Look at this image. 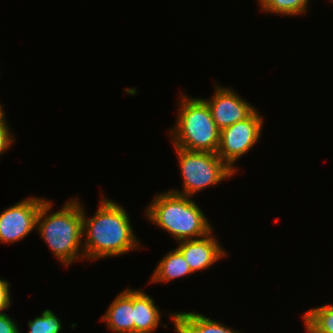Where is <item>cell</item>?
I'll return each mask as SVG.
<instances>
[{"label":"cell","mask_w":333,"mask_h":333,"mask_svg":"<svg viewBox=\"0 0 333 333\" xmlns=\"http://www.w3.org/2000/svg\"><path fill=\"white\" fill-rule=\"evenodd\" d=\"M130 224L126 210L115 201L101 198L96 214L86 217L83 208V244L86 259L123 255L138 249L139 241Z\"/></svg>","instance_id":"cell-1"},{"label":"cell","mask_w":333,"mask_h":333,"mask_svg":"<svg viewBox=\"0 0 333 333\" xmlns=\"http://www.w3.org/2000/svg\"><path fill=\"white\" fill-rule=\"evenodd\" d=\"M52 204L49 200L43 201L36 227L55 257L63 265L69 266L77 258H85L84 250L82 247L80 249L83 240V205L76 198L71 199L58 212L47 216Z\"/></svg>","instance_id":"cell-2"},{"label":"cell","mask_w":333,"mask_h":333,"mask_svg":"<svg viewBox=\"0 0 333 333\" xmlns=\"http://www.w3.org/2000/svg\"><path fill=\"white\" fill-rule=\"evenodd\" d=\"M147 208L146 217L179 242L201 238L212 231L205 214L188 196L163 192Z\"/></svg>","instance_id":"cell-3"},{"label":"cell","mask_w":333,"mask_h":333,"mask_svg":"<svg viewBox=\"0 0 333 333\" xmlns=\"http://www.w3.org/2000/svg\"><path fill=\"white\" fill-rule=\"evenodd\" d=\"M179 116L171 128L174 147L188 151L217 153L220 130L212 118L208 104L201 98L183 95Z\"/></svg>","instance_id":"cell-4"},{"label":"cell","mask_w":333,"mask_h":333,"mask_svg":"<svg viewBox=\"0 0 333 333\" xmlns=\"http://www.w3.org/2000/svg\"><path fill=\"white\" fill-rule=\"evenodd\" d=\"M175 150L179 158L184 191H170L192 197L200 190L218 184L235 174L217 153L188 151L177 147H175Z\"/></svg>","instance_id":"cell-5"},{"label":"cell","mask_w":333,"mask_h":333,"mask_svg":"<svg viewBox=\"0 0 333 333\" xmlns=\"http://www.w3.org/2000/svg\"><path fill=\"white\" fill-rule=\"evenodd\" d=\"M263 122L256 109L248 118L220 131L217 155L235 173L238 169L234 163L258 142Z\"/></svg>","instance_id":"cell-6"},{"label":"cell","mask_w":333,"mask_h":333,"mask_svg":"<svg viewBox=\"0 0 333 333\" xmlns=\"http://www.w3.org/2000/svg\"><path fill=\"white\" fill-rule=\"evenodd\" d=\"M44 200V198L29 197L4 210L0 214V242L13 244L33 231Z\"/></svg>","instance_id":"cell-7"},{"label":"cell","mask_w":333,"mask_h":333,"mask_svg":"<svg viewBox=\"0 0 333 333\" xmlns=\"http://www.w3.org/2000/svg\"><path fill=\"white\" fill-rule=\"evenodd\" d=\"M215 94L203 99L209 106L213 120L221 131L248 118L256 109L230 88L216 85Z\"/></svg>","instance_id":"cell-8"},{"label":"cell","mask_w":333,"mask_h":333,"mask_svg":"<svg viewBox=\"0 0 333 333\" xmlns=\"http://www.w3.org/2000/svg\"><path fill=\"white\" fill-rule=\"evenodd\" d=\"M177 249L182 253L191 271L194 273L221 260L227 253L212 235V231L198 239L183 240Z\"/></svg>","instance_id":"cell-9"},{"label":"cell","mask_w":333,"mask_h":333,"mask_svg":"<svg viewBox=\"0 0 333 333\" xmlns=\"http://www.w3.org/2000/svg\"><path fill=\"white\" fill-rule=\"evenodd\" d=\"M102 321L108 329L119 333H134L133 289H126L111 302Z\"/></svg>","instance_id":"cell-10"},{"label":"cell","mask_w":333,"mask_h":333,"mask_svg":"<svg viewBox=\"0 0 333 333\" xmlns=\"http://www.w3.org/2000/svg\"><path fill=\"white\" fill-rule=\"evenodd\" d=\"M134 333H150L160 324L161 313L151 296L133 290Z\"/></svg>","instance_id":"cell-11"},{"label":"cell","mask_w":333,"mask_h":333,"mask_svg":"<svg viewBox=\"0 0 333 333\" xmlns=\"http://www.w3.org/2000/svg\"><path fill=\"white\" fill-rule=\"evenodd\" d=\"M171 318L177 333H239L228 328L224 323L222 325L221 322L194 312L172 313Z\"/></svg>","instance_id":"cell-12"},{"label":"cell","mask_w":333,"mask_h":333,"mask_svg":"<svg viewBox=\"0 0 333 333\" xmlns=\"http://www.w3.org/2000/svg\"><path fill=\"white\" fill-rule=\"evenodd\" d=\"M182 253L176 248L167 253L154 270L151 282H168L192 274Z\"/></svg>","instance_id":"cell-13"},{"label":"cell","mask_w":333,"mask_h":333,"mask_svg":"<svg viewBox=\"0 0 333 333\" xmlns=\"http://www.w3.org/2000/svg\"><path fill=\"white\" fill-rule=\"evenodd\" d=\"M303 318L307 333H333V304L311 309Z\"/></svg>","instance_id":"cell-14"},{"label":"cell","mask_w":333,"mask_h":333,"mask_svg":"<svg viewBox=\"0 0 333 333\" xmlns=\"http://www.w3.org/2000/svg\"><path fill=\"white\" fill-rule=\"evenodd\" d=\"M308 3L309 0H270L262 11L296 16L307 12Z\"/></svg>","instance_id":"cell-15"},{"label":"cell","mask_w":333,"mask_h":333,"mask_svg":"<svg viewBox=\"0 0 333 333\" xmlns=\"http://www.w3.org/2000/svg\"><path fill=\"white\" fill-rule=\"evenodd\" d=\"M60 319L51 310H44L42 316L28 321V333H60L62 324Z\"/></svg>","instance_id":"cell-16"},{"label":"cell","mask_w":333,"mask_h":333,"mask_svg":"<svg viewBox=\"0 0 333 333\" xmlns=\"http://www.w3.org/2000/svg\"><path fill=\"white\" fill-rule=\"evenodd\" d=\"M9 127L6 124L5 116L0 117V155L8 150L11 146L13 139Z\"/></svg>","instance_id":"cell-17"},{"label":"cell","mask_w":333,"mask_h":333,"mask_svg":"<svg viewBox=\"0 0 333 333\" xmlns=\"http://www.w3.org/2000/svg\"><path fill=\"white\" fill-rule=\"evenodd\" d=\"M10 284L0 278V314L11 305Z\"/></svg>","instance_id":"cell-18"},{"label":"cell","mask_w":333,"mask_h":333,"mask_svg":"<svg viewBox=\"0 0 333 333\" xmlns=\"http://www.w3.org/2000/svg\"><path fill=\"white\" fill-rule=\"evenodd\" d=\"M0 333H20L17 323L6 313L0 314Z\"/></svg>","instance_id":"cell-19"},{"label":"cell","mask_w":333,"mask_h":333,"mask_svg":"<svg viewBox=\"0 0 333 333\" xmlns=\"http://www.w3.org/2000/svg\"><path fill=\"white\" fill-rule=\"evenodd\" d=\"M259 2L258 3H260V7H261V9L270 1V0H258Z\"/></svg>","instance_id":"cell-20"},{"label":"cell","mask_w":333,"mask_h":333,"mask_svg":"<svg viewBox=\"0 0 333 333\" xmlns=\"http://www.w3.org/2000/svg\"><path fill=\"white\" fill-rule=\"evenodd\" d=\"M2 108H3V107H2V105L0 104V117H1V116H5V114H4L5 112L2 110Z\"/></svg>","instance_id":"cell-21"}]
</instances>
